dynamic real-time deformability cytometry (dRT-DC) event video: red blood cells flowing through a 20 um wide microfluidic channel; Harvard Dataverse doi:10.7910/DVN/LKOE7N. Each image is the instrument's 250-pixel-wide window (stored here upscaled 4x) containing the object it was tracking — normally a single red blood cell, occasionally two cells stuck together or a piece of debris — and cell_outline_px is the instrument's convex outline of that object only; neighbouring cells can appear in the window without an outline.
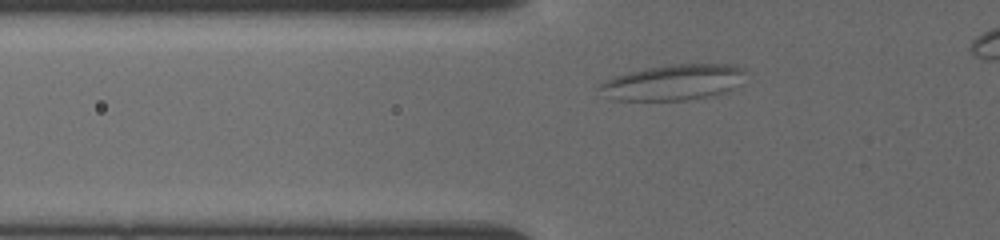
{"species": "common noctule bat (a hibernating species)", "species_latin": "Nyctalus noctula", "temperature_condition": "cold", "stored_images_in_passage": 34, "camera_frame_rate_fps": 3000, "um_per_image_px": 0.085, "animal": {"sex": "female", "body_mass_g": 19.5, "forearm_length_mm": 54.1}, "frame": {"image": 1, "passage_image": 6, "time_ms": 2.333, "image_size_px": [1000, 240], "cell_outline_px": [[740, 72], [728, 88], [724, 92], [716, 96], [684, 100], [616, 100], [600, 88], [600, 84], [604, 80], [628, 72], [648, 68], [672, 64], [728, 64], [740, 68]], "centroid_in_image_um": [57.11, 7.0], "position_along_channel_um": 68.7, "area_um2": 28.9}}
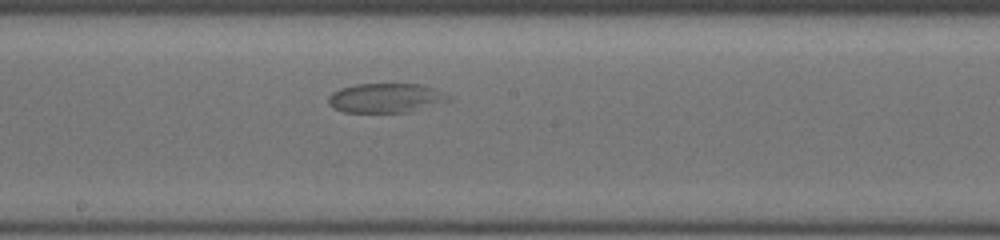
{"frame": {"image": 2, "passage_image": 16, "time_ms": 6.333, "image_size_px": [1000, 240], "cell_outline_px": [[456, 100], [408, 112], [344, 112], [332, 108], [328, 104], [328, 96], [332, 92], [340, 88], [356, 84], [420, 84], [432, 88], [452, 96]], "centroid_in_image_um": [32.82, 8.33], "position_along_channel_um": 215.4, "area_um2": 20.87}}
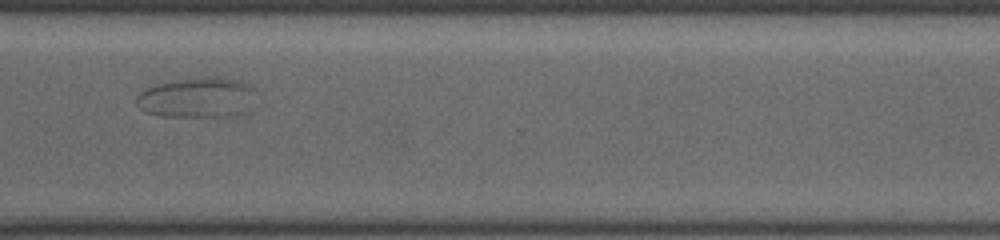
{"frame": {"image": 3, "passage_image": 25, "time_ms": 10.0, "image_size_px": [1000, 240], "cell_outline_px": [[252, 88], [228, 116], [160, 116], [148, 112], [140, 108], [136, 104], [136, 96], [140, 92], [148, 88], [160, 84], [180, 80], [208, 76], [220, 76], [236, 80], [248, 84]], "centroid_in_image_um": [16.48, 8.26], "position_along_channel_um": 354.1, "area_um2": 25.78}}